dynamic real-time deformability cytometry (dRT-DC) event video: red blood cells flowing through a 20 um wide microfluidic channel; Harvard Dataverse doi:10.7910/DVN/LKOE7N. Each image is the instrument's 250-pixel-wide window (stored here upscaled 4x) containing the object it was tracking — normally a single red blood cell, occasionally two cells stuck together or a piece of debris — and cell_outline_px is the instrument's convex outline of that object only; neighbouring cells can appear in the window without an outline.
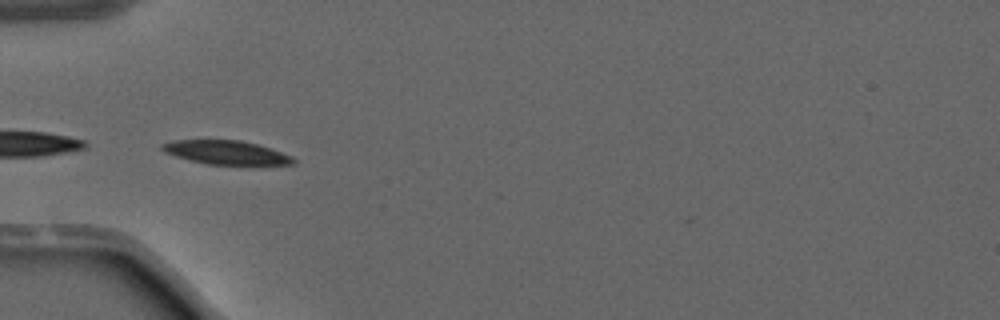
{"species": "common noctule bat (a hibernating species)", "species_latin": "Nyctalus noctula", "temperature_condition": "warm", "stored_images_in_passage": 19, "segment_of_instrument_passage": [2, 2], "camera_frame_rate_fps": 3000, "um_per_image_px": 0.085, "animal": {"sex": "male", "forearm_length_mm": 52.5}, "frame": {"image": 1, "passage_image": 17, "time_ms": 5.333, "image_size_px": [1000, 320], "cell_outline_px": [[296, 164], [208, 164], [188, 160], [164, 152], [160, 148], [160, 144], [176, 140], [240, 140], [272, 148], [292, 156], [296, 160]], "centroid_in_image_um": [19.22, 12.95], "position_along_channel_um": 65.8, "area_um2": 18.09}}